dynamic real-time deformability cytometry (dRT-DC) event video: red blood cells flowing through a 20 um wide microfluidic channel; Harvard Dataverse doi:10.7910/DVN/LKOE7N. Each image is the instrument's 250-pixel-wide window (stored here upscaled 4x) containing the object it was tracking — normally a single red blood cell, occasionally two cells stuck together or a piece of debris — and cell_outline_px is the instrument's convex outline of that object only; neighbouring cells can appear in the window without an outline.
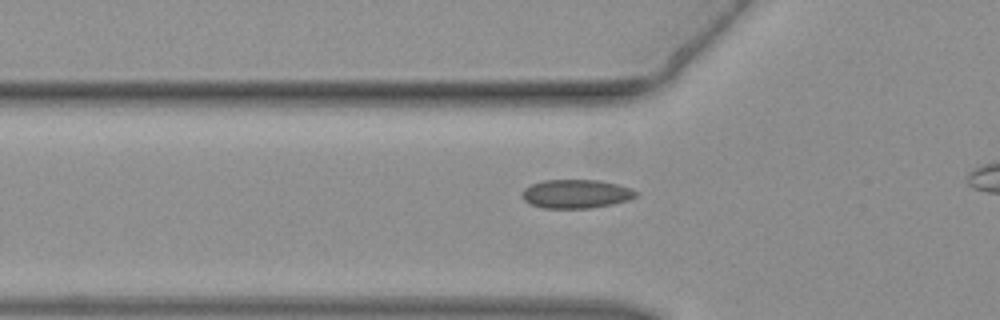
{"species": "common noctule bat (a hibernating species)", "species_latin": "Nyctalus noctula", "temperature_condition": "warm", "stored_images_in_passage": 31, "camera_frame_rate_fps": 3000, "um_per_image_px": 0.085, "animal": {"sex": "female", "body_mass_g": 19.3, "forearm_length_mm": 54.1}, "frame": {"image": 1, "passage_image": 9, "time_ms": 2.667, "image_size_px": [1000, 320], "cell_outline_px": [[640, 192], [636, 196], [628, 200], [612, 204], [588, 208], [544, 208], [532, 204], [524, 200], [520, 192], [524, 188], [532, 184], [544, 180], [600, 180], [632, 188]], "centroid_in_image_um": [48.98, 16.47], "position_along_channel_um": 76.8, "area_um2": 19.07}}
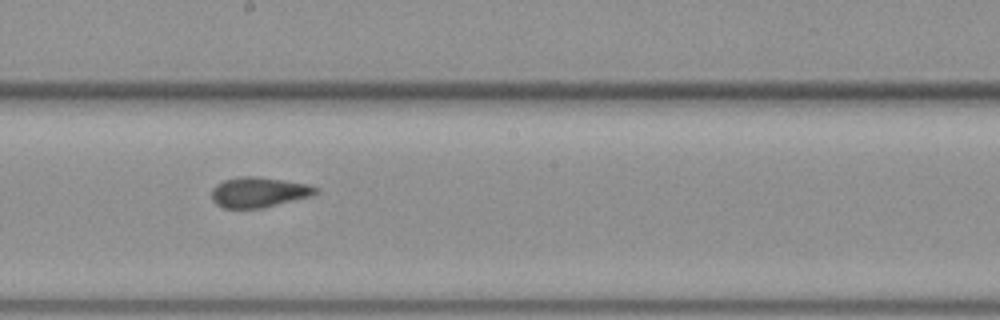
{"frame": {"image": 2, "passage_image": 19, "time_ms": 6.0, "image_size_px": [1000, 320], "cell_outline_px": [[320, 192], [312, 196], [264, 208], [224, 208], [216, 204], [212, 200], [212, 188], [216, 184], [224, 180], [240, 176], [256, 176], [284, 180], [308, 184], [320, 188]], "centroid_in_image_um": [22.03, 16.34], "position_along_channel_um": 226.2, "area_um2": 18.61}}
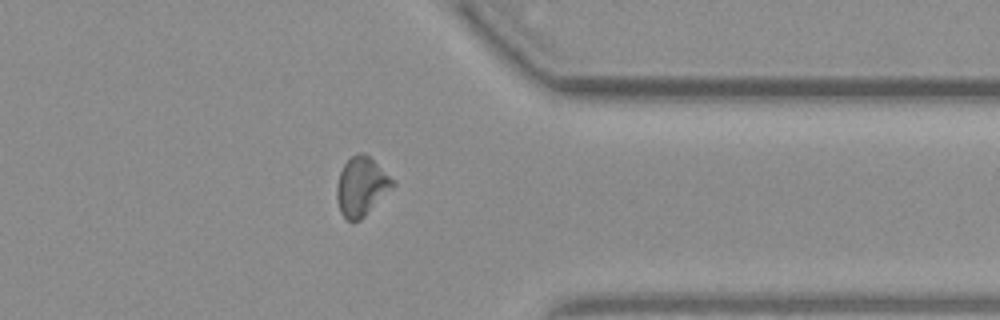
{"frame": {"image": 3, "passage_image": 30, "time_ms": 9.667, "image_size_px": [1000, 320], "cell_outline_px": [[396, 184], [360, 220], [348, 220], [340, 212], [336, 196], [336, 184], [340, 172], [344, 164], [352, 156], [360, 152], [364, 152], [396, 180]], "centroid_in_image_um": [30.73, 15.82], "position_along_channel_um": 380.7, "area_um2": 19.07}}